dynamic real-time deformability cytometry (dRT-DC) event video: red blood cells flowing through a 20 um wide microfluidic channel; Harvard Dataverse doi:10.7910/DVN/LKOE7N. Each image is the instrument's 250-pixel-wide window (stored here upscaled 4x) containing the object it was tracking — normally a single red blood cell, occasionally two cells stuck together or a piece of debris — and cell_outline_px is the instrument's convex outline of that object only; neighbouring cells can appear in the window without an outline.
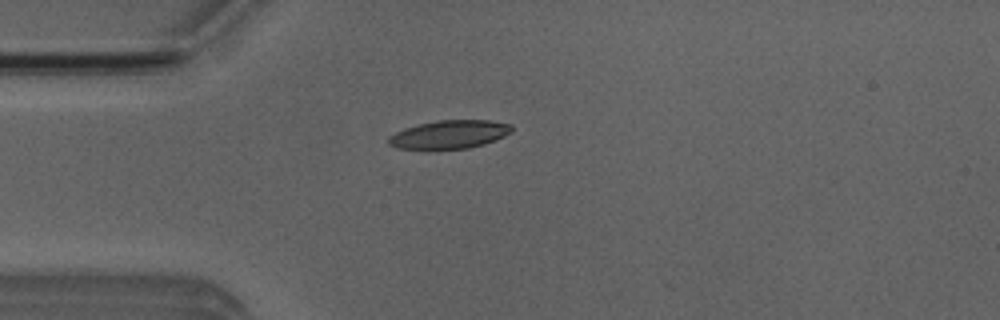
{"species": "Egyptian fruit bat (a non-hibernating species)", "species_latin": "Rousettus aegyptiacus", "temperature_condition": "room temperature", "stored_images_in_passage": 34, "camera_frame_rate_fps": 3000, "um_per_image_px": 0.085, "animal": {"sex": "male"}, "frame": {"image": 1, "passage_image": 5, "time_ms": 1.333, "image_size_px": [1000, 320], "cell_outline_px": [[512, 132], [504, 136], [484, 144], [468, 148], [396, 148], [388, 144], [388, 136], [404, 128], [436, 120], [488, 120], [512, 124]], "centroid_in_image_um": [38.21, 11.41], "position_along_channel_um": 46.8, "area_um2": 20.11}}
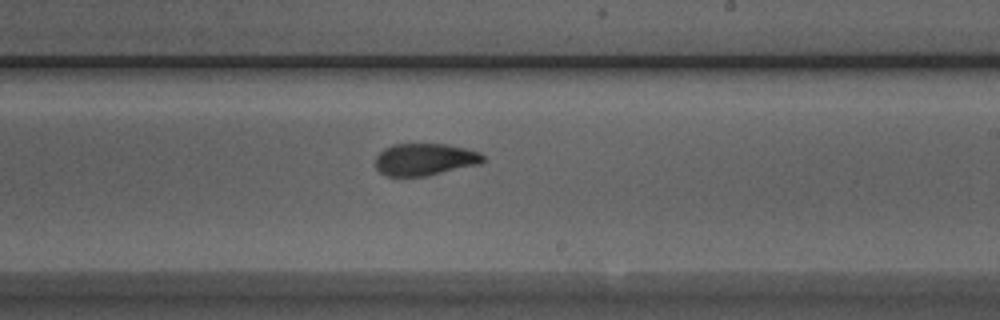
{"frame": {"image": 2, "passage_image": 22, "time_ms": 7.0, "image_size_px": [1000, 320], "cell_outline_px": [[484, 160], [480, 164], [424, 176], [388, 176], [380, 172], [376, 168], [376, 156], [384, 148], [392, 144], [448, 144], [480, 152], [484, 156]], "centroid_in_image_um": [36.1, 13.54], "position_along_channel_um": 252.9, "area_um2": 20.06}}
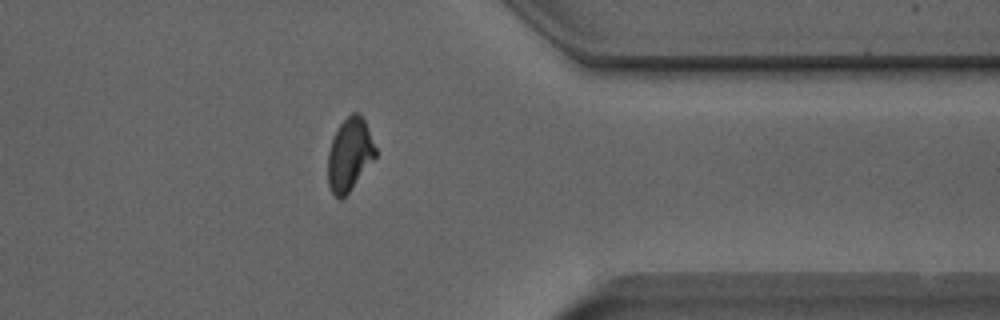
{"frame": {"image": 3, "passage_image": 33, "time_ms": 10.667, "image_size_px": [1000, 320], "cell_outline_px": [[376, 156], [348, 192], [340, 200], [332, 192], [328, 184], [328, 152], [332, 140], [340, 124], [352, 112], [360, 112], [368, 128], [376, 148]], "centroid_in_image_um": [29.71, 13.11], "position_along_channel_um": 381.7, "area_um2": 19.83}}